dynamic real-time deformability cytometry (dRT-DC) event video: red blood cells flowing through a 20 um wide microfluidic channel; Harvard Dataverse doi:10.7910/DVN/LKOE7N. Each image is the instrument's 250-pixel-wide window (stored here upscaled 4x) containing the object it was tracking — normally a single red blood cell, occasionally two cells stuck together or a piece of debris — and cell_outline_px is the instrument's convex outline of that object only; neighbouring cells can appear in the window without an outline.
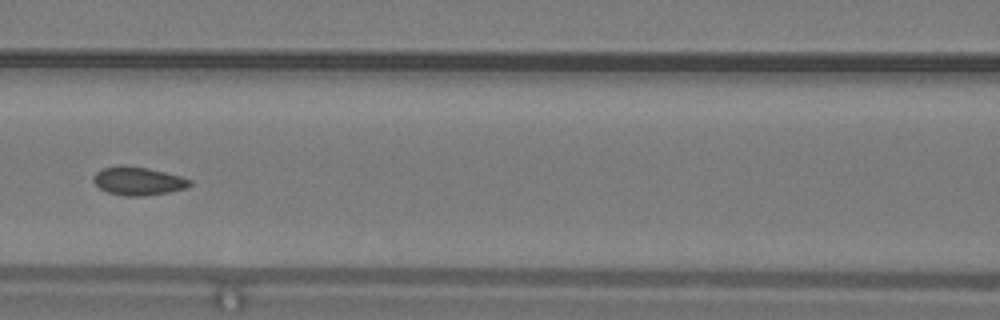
{"species": "common noctule bat (a hibernating species)", "species_latin": "Nyctalus noctula", "temperature_condition": "warm", "stored_images_in_passage": 30, "camera_frame_rate_fps": 3000, "um_per_image_px": 0.085, "animal": {"sex": "male", "body_mass_g": 19.2, "forearm_length_mm": 51.8}, "frame": {"image": 1, "passage_image": 9, "time_ms": 2.667, "image_size_px": [1000, 320], "cell_outline_px": [[192, 184], [184, 188], [168, 192], [144, 196], [124, 196], [108, 192], [100, 188], [92, 180], [92, 176], [96, 172], [104, 168], [120, 164], [124, 164], [148, 168], [180, 176], [192, 180]], "centroid_in_image_um": [11.71, 15.37], "position_along_channel_um": 154.9, "area_um2": 15.95}, "authors_computed_cell_mechanics": {"area_um2": 16.0106, "velocity_mm_per_s": 4.2022, "shape_relaxation_time_tau1_ms": null, "shape_relaxation_time_tau2_ms": 1.1036, "deformation_change_tau1": null, "deformation_change_tau2": 0.0416}}